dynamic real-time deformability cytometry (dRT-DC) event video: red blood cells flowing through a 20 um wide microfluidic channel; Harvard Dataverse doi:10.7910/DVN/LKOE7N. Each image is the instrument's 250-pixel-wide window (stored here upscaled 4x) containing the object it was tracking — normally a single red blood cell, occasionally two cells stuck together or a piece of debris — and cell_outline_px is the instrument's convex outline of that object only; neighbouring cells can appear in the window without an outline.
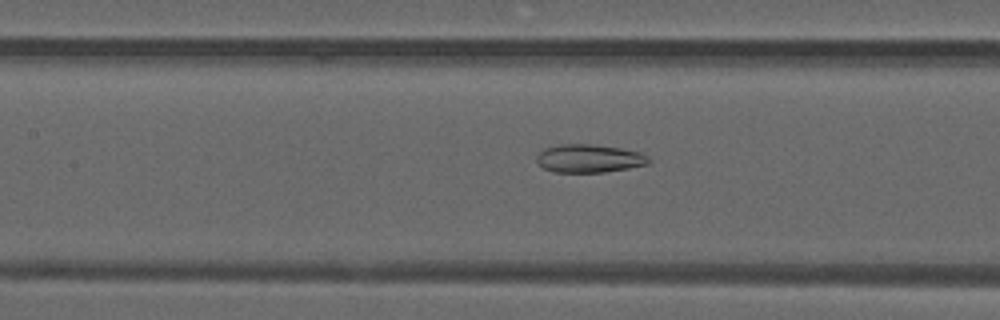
{"species": "common noctule bat (a hibernating species)", "species_latin": "Nyctalus noctula", "temperature_condition": "warm", "stored_images_in_passage": 31, "camera_frame_rate_fps": 3000, "um_per_image_px": 0.085, "animal": {"sex": "male", "forearm_length_mm": 52.5}, "frame": {"image": 1, "passage_image": 13, "time_ms": 4.0, "image_size_px": [1000, 320], "cell_outline_px": [[652, 160], [648, 164], [628, 168], [604, 172], [552, 172], [536, 164], [536, 156], [544, 148], [560, 144], [592, 144], [620, 148], [640, 152], [648, 156]], "centroid_in_image_um": [50.05, 13.47], "position_along_channel_um": 157.3, "area_um2": 18.55}}
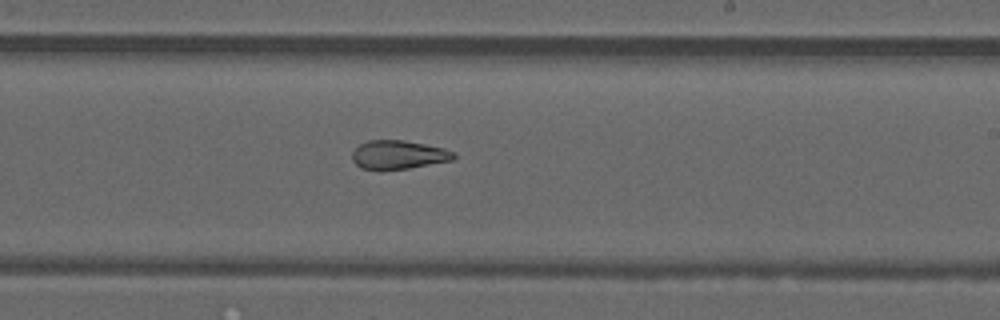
{"frame": {"image": 2, "passage_image": 20, "time_ms": 6.333, "image_size_px": [1000, 320], "cell_outline_px": [[456, 156], [452, 160], [408, 168], [360, 168], [352, 160], [352, 152], [360, 144], [368, 140], [404, 140], [444, 148], [456, 152]], "centroid_in_image_um": [33.88, 13.13], "position_along_channel_um": 255.1, "area_um2": 16.65}}
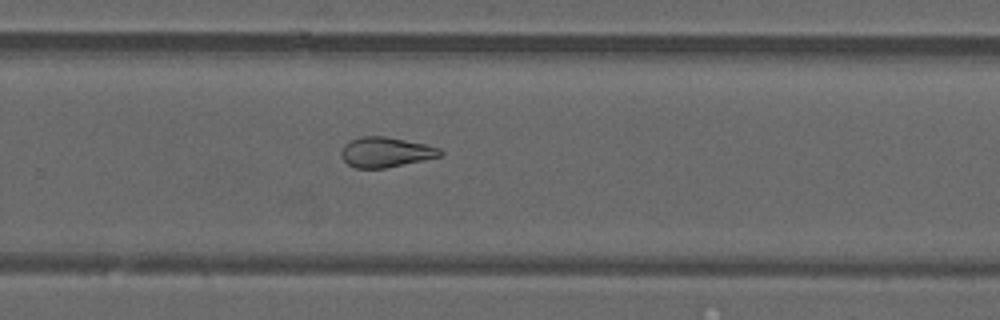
{"frame": {"image": 3, "passage_image": 23, "time_ms": 7.333, "image_size_px": [1000, 320], "cell_outline_px": [[444, 156], [384, 168], [356, 168], [348, 164], [340, 156], [340, 152], [344, 144], [352, 140], [364, 136], [384, 136], [424, 144], [440, 148], [444, 152]], "centroid_in_image_um": [32.8, 12.94], "position_along_channel_um": 297.0, "area_um2": 17.28}}